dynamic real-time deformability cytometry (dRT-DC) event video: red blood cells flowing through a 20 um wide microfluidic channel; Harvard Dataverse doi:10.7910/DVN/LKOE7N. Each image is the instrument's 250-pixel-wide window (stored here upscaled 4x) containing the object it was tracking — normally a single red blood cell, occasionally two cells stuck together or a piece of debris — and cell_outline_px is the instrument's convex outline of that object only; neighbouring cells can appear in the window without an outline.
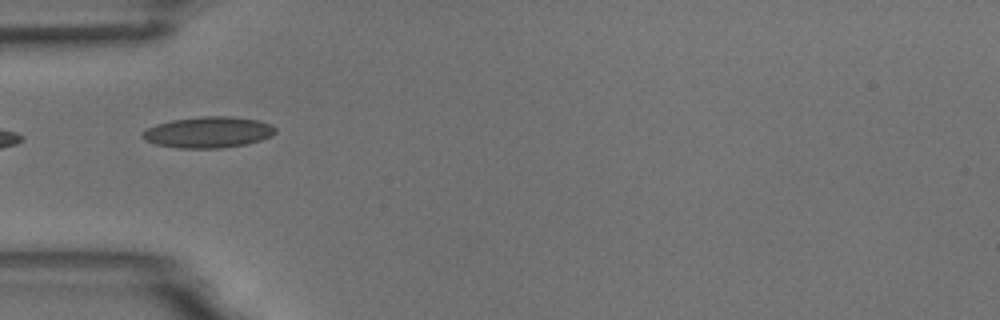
{"species": "common noctule bat (a hibernating species)", "species_latin": "Nyctalus noctula", "temperature_condition": "room temperature", "stored_images_in_passage": 3, "camera_frame_rate_fps": 3000, "um_per_image_px": 0.085, "animal": {"sex": "male", "body_mass_g": 18.8}, "frame": {"image": 1, "passage_image": 3, "time_ms": 2.333, "image_size_px": [1000, 320], "cell_outline_px": [[276, 132], [272, 136], [248, 144], [220, 148], [176, 148], [156, 144], [144, 140], [140, 136], [148, 128], [156, 124], [172, 120], [200, 116], [232, 116], [260, 120], [272, 124], [276, 128]], "centroid_in_image_um": [17.73, 11.24], "position_along_channel_um": 67.3, "area_um2": 24.33}}